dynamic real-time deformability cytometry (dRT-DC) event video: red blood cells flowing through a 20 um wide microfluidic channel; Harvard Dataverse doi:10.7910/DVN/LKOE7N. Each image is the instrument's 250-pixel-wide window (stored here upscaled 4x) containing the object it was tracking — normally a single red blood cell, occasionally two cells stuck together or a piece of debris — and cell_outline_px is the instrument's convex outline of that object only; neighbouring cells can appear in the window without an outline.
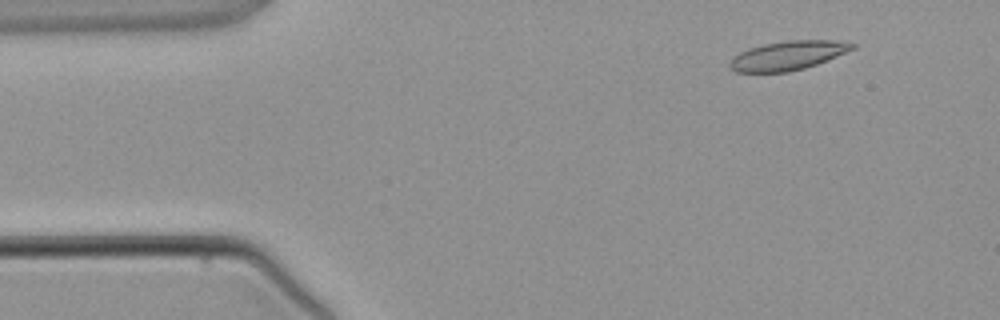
{"species": "common noctule bat (a hibernating species)", "species_latin": "Nyctalus noctula", "temperature_condition": "warm", "stored_images_in_passage": 2, "camera_frame_rate_fps": 3000, "um_per_image_px": 0.085, "animal": {"sex": "male", "body_mass_g": 21.5, "forearm_length_mm": 52.0}, "frame": {"image": 1, "passage_image": 1, "time_ms": 0.0, "image_size_px": [1000, 320], "cell_outline_px": [[856, 48], [816, 64], [804, 68], [788, 72], [736, 72], [728, 64], [740, 52], [748, 48], [764, 44], [788, 40], [832, 40], [856, 44]], "centroid_in_image_um": [66.97, 4.71], "position_along_channel_um": 18.0, "area_um2": 20.46}}